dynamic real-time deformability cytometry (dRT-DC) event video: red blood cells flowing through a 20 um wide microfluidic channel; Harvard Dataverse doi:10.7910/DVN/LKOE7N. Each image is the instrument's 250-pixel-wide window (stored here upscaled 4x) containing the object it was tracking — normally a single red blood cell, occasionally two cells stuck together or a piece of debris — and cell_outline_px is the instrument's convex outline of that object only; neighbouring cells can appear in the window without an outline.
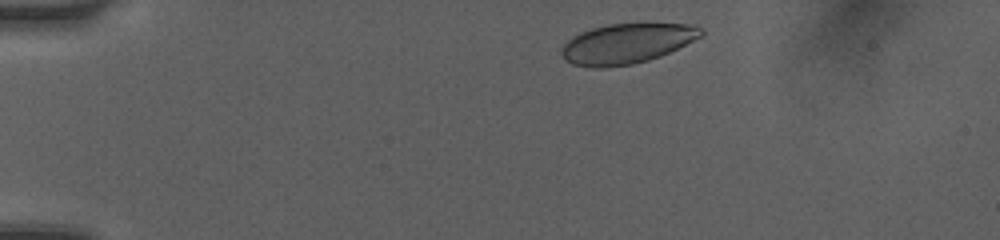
{"species": "human", "species_latin": "Homo sapiens", "temperature_condition": "room temperature", "stored_images_in_passage": 6, "camera_frame_rate_fps": 3000, "um_per_image_px": 0.085, "donor": {"sex": "female"}, "frame": {"image": 1, "passage_image": 1, "time_ms": 0.0, "image_size_px": [1000, 240], "cell_outline_px": [[704, 32], [700, 36], [660, 56], [648, 60], [632, 64], [604, 68], [592, 68], [572, 64], [564, 60], [560, 52], [564, 44], [572, 36], [580, 32], [592, 28], [608, 24], [648, 20], [652, 20], [696, 24]], "centroid_in_image_um": [53.29, 3.64], "position_along_channel_um": 31.7, "area_um2": 33.64}}
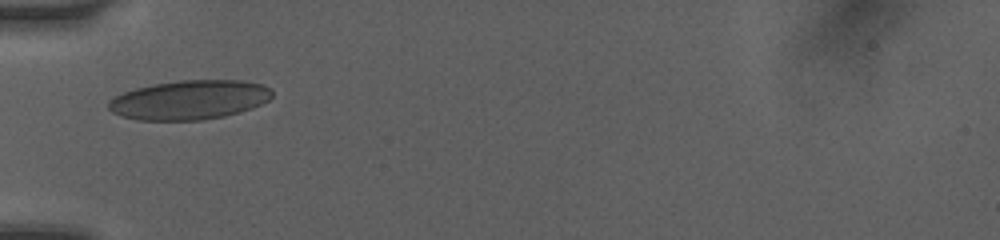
{"frame": {"image": 2, "passage_image": 4, "time_ms": 2.667, "image_size_px": [1000, 240], "cell_outline_px": [[272, 96], [268, 100], [252, 108], [240, 112], [224, 116], [204, 120], [136, 120], [120, 116], [112, 112], [108, 108], [108, 100], [124, 92], [136, 88], [152, 84], [180, 80], [244, 80], [264, 84], [272, 88]], "centroid_in_image_um": [16.11, 8.48], "position_along_channel_um": 68.9, "area_um2": 37.74}}
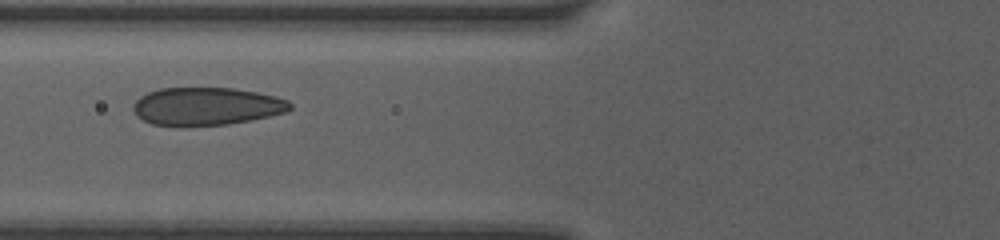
{"frame": {"image": 3, "passage_image": 5, "time_ms": 3.667, "image_size_px": [1000, 240], "cell_outline_px": [[292, 108], [288, 112], [252, 120], [228, 124], [152, 124], [136, 116], [132, 108], [132, 104], [140, 96], [148, 92], [160, 88], [232, 88], [256, 92], [276, 96], [288, 100], [292, 104]], "centroid_in_image_um": [17.58, 9.01], "position_along_channel_um": 108.2, "area_um2": 34.28}}